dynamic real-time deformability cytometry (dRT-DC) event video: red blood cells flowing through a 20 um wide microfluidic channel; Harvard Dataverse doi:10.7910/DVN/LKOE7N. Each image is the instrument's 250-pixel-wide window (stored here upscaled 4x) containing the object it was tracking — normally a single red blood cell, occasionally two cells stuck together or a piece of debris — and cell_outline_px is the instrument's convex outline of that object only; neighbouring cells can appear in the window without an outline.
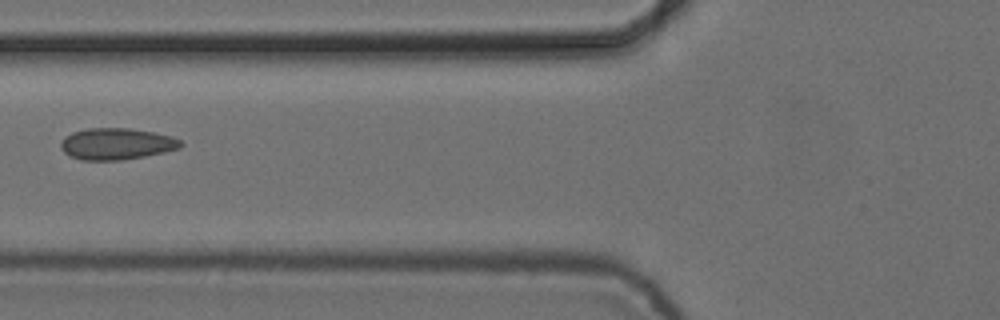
{"species": "common noctule bat (a hibernating species)", "species_latin": "Nyctalus noctula", "temperature_condition": "cold", "stored_images_in_passage": 4, "camera_frame_rate_fps": 3000, "um_per_image_px": 0.085, "animal": {"sex": "female", "body_mass_g": 24.6, "forearm_length_mm": 56.2}, "frame": {"image": 1, "passage_image": 4, "time_ms": 1.0, "image_size_px": [1000, 320], "cell_outline_px": [[184, 144], [180, 148], [164, 152], [144, 156], [120, 160], [80, 160], [68, 156], [60, 148], [60, 144], [64, 136], [72, 132], [88, 128], [128, 128], [152, 132], [172, 136], [180, 140]], "centroid_in_image_um": [9.87, 12.23], "position_along_channel_um": 115.9, "area_um2": 22.14}}